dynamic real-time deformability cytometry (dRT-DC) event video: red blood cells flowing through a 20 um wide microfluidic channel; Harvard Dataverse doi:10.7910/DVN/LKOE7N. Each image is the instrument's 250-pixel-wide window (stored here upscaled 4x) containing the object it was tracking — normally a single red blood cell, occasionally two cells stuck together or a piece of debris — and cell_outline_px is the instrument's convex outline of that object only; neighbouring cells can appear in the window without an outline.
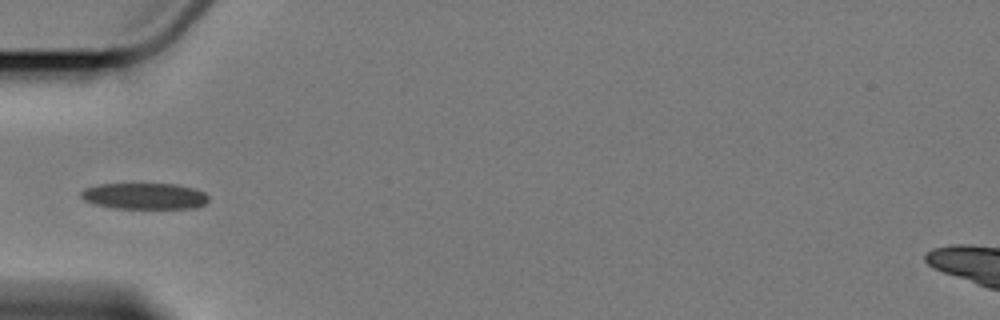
{"species": "Egyptian fruit bat (a non-hibernating species)", "species_latin": "Rousettus aegyptiacus", "temperature_condition": "cold", "stored_images_in_passage": 8, "camera_frame_rate_fps": 3000, "um_per_image_px": 0.085, "animal": {"sex": "female"}, "frame": {"image": 1, "passage_image": 3, "time_ms": 2.333, "image_size_px": [1000, 320], "cell_outline_px": [[208, 200], [204, 204], [196, 208], [112, 208], [96, 204], [84, 200], [80, 196], [80, 192], [84, 188], [100, 184], [176, 184], [196, 188], [204, 192], [208, 196]], "centroid_in_image_um": [12.29, 16.66], "position_along_channel_um": 72.7, "area_um2": 19.54}}
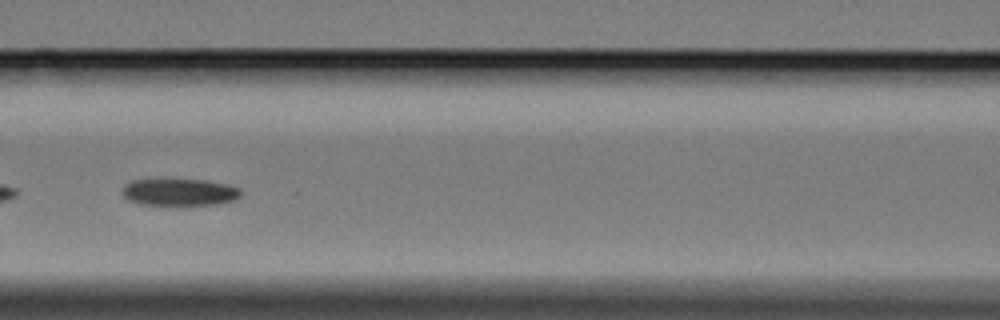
{"frame": {"image": 2, "passage_image": 5, "time_ms": 4.667, "image_size_px": [1000, 320], "cell_outline_px": [[240, 196], [236, 200], [216, 204], [184, 208], [140, 204], [128, 200], [124, 196], [124, 184], [132, 180], [208, 180], [228, 184], [240, 188]], "centroid_in_image_um": [15.3, 16.39], "position_along_channel_um": 151.3, "area_um2": 19.48}}
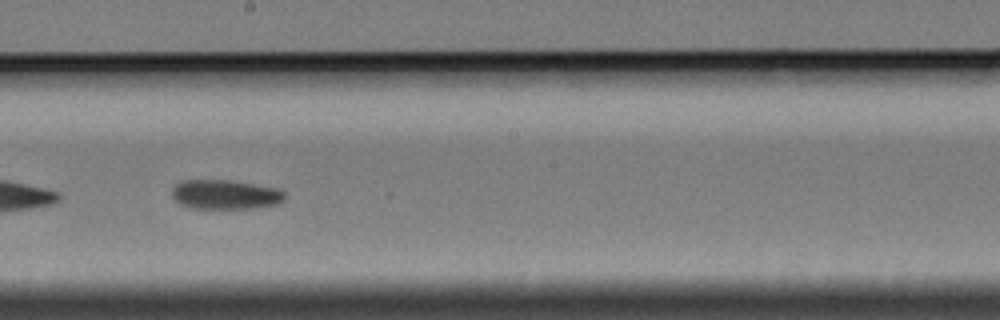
{"frame": {"image": 3, "passage_image": 7, "time_ms": 7.0, "image_size_px": [1000, 320], "cell_outline_px": [[284, 200], [280, 204], [252, 208], [192, 208], [180, 204], [172, 196], [172, 188], [180, 180], [228, 180], [276, 188], [284, 192]], "centroid_in_image_um": [19.13, 16.53], "position_along_channel_um": 229.1, "area_um2": 19.25}}